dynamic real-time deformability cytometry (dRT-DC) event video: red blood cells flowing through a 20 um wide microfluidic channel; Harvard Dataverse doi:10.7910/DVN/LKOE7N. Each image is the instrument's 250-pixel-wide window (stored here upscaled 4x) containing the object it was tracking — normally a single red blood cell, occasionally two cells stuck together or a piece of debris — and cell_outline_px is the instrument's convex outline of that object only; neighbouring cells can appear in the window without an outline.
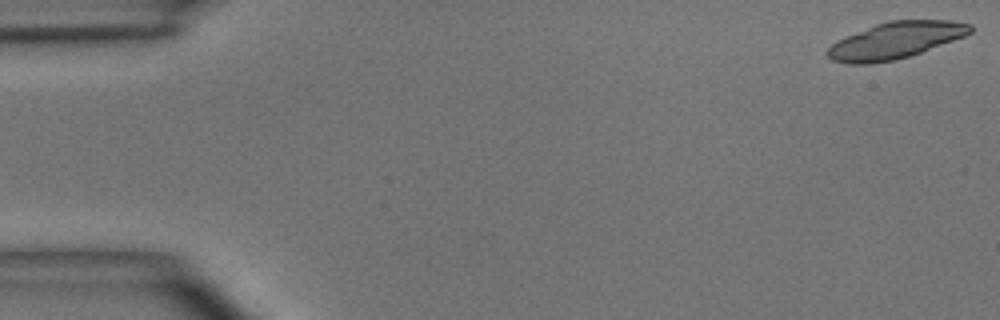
{"species": "common noctule bat (a hibernating species)", "species_latin": "Nyctalus noctula", "temperature_condition": "room temperature", "stored_images_in_passage": 4, "camera_frame_rate_fps": 3000, "um_per_image_px": 0.085, "animal": {"sex": "male", "body_mass_g": 15.6}, "frame": {"image": 1, "passage_image": 1, "time_ms": 0.0, "image_size_px": [1000, 320], "cell_outline_px": [[972, 32], [964, 36], [920, 52], [908, 56], [892, 60], [872, 64], [848, 64], [832, 60], [824, 52], [836, 40], [876, 24], [888, 20], [952, 20], [972, 24]], "centroid_in_image_um": [76.09, 3.43], "position_along_channel_um": 8.9, "area_um2": 30.23}}